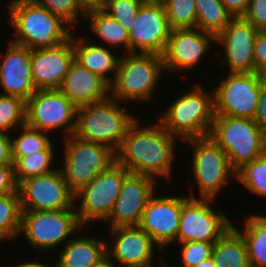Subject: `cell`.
<instances>
[{
    "instance_id": "obj_1",
    "label": "cell",
    "mask_w": 266,
    "mask_h": 267,
    "mask_svg": "<svg viewBox=\"0 0 266 267\" xmlns=\"http://www.w3.org/2000/svg\"><path fill=\"white\" fill-rule=\"evenodd\" d=\"M137 119L115 152L116 161L132 174L171 179L176 138L160 123L140 127Z\"/></svg>"
},
{
    "instance_id": "obj_2",
    "label": "cell",
    "mask_w": 266,
    "mask_h": 267,
    "mask_svg": "<svg viewBox=\"0 0 266 267\" xmlns=\"http://www.w3.org/2000/svg\"><path fill=\"white\" fill-rule=\"evenodd\" d=\"M9 3V23L16 37L12 42L32 50L54 47L71 37V26L34 0H12Z\"/></svg>"
},
{
    "instance_id": "obj_3",
    "label": "cell",
    "mask_w": 266,
    "mask_h": 267,
    "mask_svg": "<svg viewBox=\"0 0 266 267\" xmlns=\"http://www.w3.org/2000/svg\"><path fill=\"white\" fill-rule=\"evenodd\" d=\"M119 105L118 100L109 97L79 106L73 135L85 141L104 144L116 152L129 127L137 120Z\"/></svg>"
},
{
    "instance_id": "obj_4",
    "label": "cell",
    "mask_w": 266,
    "mask_h": 267,
    "mask_svg": "<svg viewBox=\"0 0 266 267\" xmlns=\"http://www.w3.org/2000/svg\"><path fill=\"white\" fill-rule=\"evenodd\" d=\"M200 85L180 95L159 116L158 122L177 139L203 138L210 134L214 112V93L207 94Z\"/></svg>"
},
{
    "instance_id": "obj_5",
    "label": "cell",
    "mask_w": 266,
    "mask_h": 267,
    "mask_svg": "<svg viewBox=\"0 0 266 267\" xmlns=\"http://www.w3.org/2000/svg\"><path fill=\"white\" fill-rule=\"evenodd\" d=\"M209 136L226 152L235 172L266 153V132L253 119L215 116Z\"/></svg>"
},
{
    "instance_id": "obj_6",
    "label": "cell",
    "mask_w": 266,
    "mask_h": 267,
    "mask_svg": "<svg viewBox=\"0 0 266 267\" xmlns=\"http://www.w3.org/2000/svg\"><path fill=\"white\" fill-rule=\"evenodd\" d=\"M165 72L162 57L153 53H127L119 59L110 84V97L122 101H150L157 82Z\"/></svg>"
},
{
    "instance_id": "obj_7",
    "label": "cell",
    "mask_w": 266,
    "mask_h": 267,
    "mask_svg": "<svg viewBox=\"0 0 266 267\" xmlns=\"http://www.w3.org/2000/svg\"><path fill=\"white\" fill-rule=\"evenodd\" d=\"M64 164L60 167L69 189L76 194L99 173L116 161V153L110 147L65 136Z\"/></svg>"
},
{
    "instance_id": "obj_8",
    "label": "cell",
    "mask_w": 266,
    "mask_h": 267,
    "mask_svg": "<svg viewBox=\"0 0 266 267\" xmlns=\"http://www.w3.org/2000/svg\"><path fill=\"white\" fill-rule=\"evenodd\" d=\"M82 227L83 225L80 223L74 209L57 211L22 210L19 233H24L31 247L46 252L51 251L52 248L55 249L64 241L67 243L75 236L73 233L76 229Z\"/></svg>"
},
{
    "instance_id": "obj_9",
    "label": "cell",
    "mask_w": 266,
    "mask_h": 267,
    "mask_svg": "<svg viewBox=\"0 0 266 267\" xmlns=\"http://www.w3.org/2000/svg\"><path fill=\"white\" fill-rule=\"evenodd\" d=\"M129 174L124 166L115 161L75 194V202L80 203L76 212L83 226L92 221H106Z\"/></svg>"
},
{
    "instance_id": "obj_10",
    "label": "cell",
    "mask_w": 266,
    "mask_h": 267,
    "mask_svg": "<svg viewBox=\"0 0 266 267\" xmlns=\"http://www.w3.org/2000/svg\"><path fill=\"white\" fill-rule=\"evenodd\" d=\"M185 141L193 147L191 166L200 197L215 200L231 176H236L226 152L210 136Z\"/></svg>"
},
{
    "instance_id": "obj_11",
    "label": "cell",
    "mask_w": 266,
    "mask_h": 267,
    "mask_svg": "<svg viewBox=\"0 0 266 267\" xmlns=\"http://www.w3.org/2000/svg\"><path fill=\"white\" fill-rule=\"evenodd\" d=\"M214 199L182 196V212L177 242L202 241L216 243L231 227L232 221L221 211H213Z\"/></svg>"
},
{
    "instance_id": "obj_12",
    "label": "cell",
    "mask_w": 266,
    "mask_h": 267,
    "mask_svg": "<svg viewBox=\"0 0 266 267\" xmlns=\"http://www.w3.org/2000/svg\"><path fill=\"white\" fill-rule=\"evenodd\" d=\"M213 90L215 116L253 119L263 77L258 73H227Z\"/></svg>"
},
{
    "instance_id": "obj_13",
    "label": "cell",
    "mask_w": 266,
    "mask_h": 267,
    "mask_svg": "<svg viewBox=\"0 0 266 267\" xmlns=\"http://www.w3.org/2000/svg\"><path fill=\"white\" fill-rule=\"evenodd\" d=\"M77 109L59 89L37 90L26 101V124L42 132L65 128V135L70 136L75 131Z\"/></svg>"
},
{
    "instance_id": "obj_14",
    "label": "cell",
    "mask_w": 266,
    "mask_h": 267,
    "mask_svg": "<svg viewBox=\"0 0 266 267\" xmlns=\"http://www.w3.org/2000/svg\"><path fill=\"white\" fill-rule=\"evenodd\" d=\"M17 190L22 210L76 209L75 194L69 189L60 168L22 181Z\"/></svg>"
},
{
    "instance_id": "obj_15",
    "label": "cell",
    "mask_w": 266,
    "mask_h": 267,
    "mask_svg": "<svg viewBox=\"0 0 266 267\" xmlns=\"http://www.w3.org/2000/svg\"><path fill=\"white\" fill-rule=\"evenodd\" d=\"M214 42V34L199 28L172 29L161 55L165 72L193 70Z\"/></svg>"
},
{
    "instance_id": "obj_16",
    "label": "cell",
    "mask_w": 266,
    "mask_h": 267,
    "mask_svg": "<svg viewBox=\"0 0 266 267\" xmlns=\"http://www.w3.org/2000/svg\"><path fill=\"white\" fill-rule=\"evenodd\" d=\"M259 30L243 17L233 18L216 36L215 44L224 48L219 63L229 67V73H255L253 50Z\"/></svg>"
},
{
    "instance_id": "obj_17",
    "label": "cell",
    "mask_w": 266,
    "mask_h": 267,
    "mask_svg": "<svg viewBox=\"0 0 266 267\" xmlns=\"http://www.w3.org/2000/svg\"><path fill=\"white\" fill-rule=\"evenodd\" d=\"M182 212V196H156L153 194L142 213L139 227L142 228L162 251L177 243V234Z\"/></svg>"
},
{
    "instance_id": "obj_18",
    "label": "cell",
    "mask_w": 266,
    "mask_h": 267,
    "mask_svg": "<svg viewBox=\"0 0 266 267\" xmlns=\"http://www.w3.org/2000/svg\"><path fill=\"white\" fill-rule=\"evenodd\" d=\"M163 3L142 4L129 32L130 53L162 55L171 33Z\"/></svg>"
},
{
    "instance_id": "obj_19",
    "label": "cell",
    "mask_w": 266,
    "mask_h": 267,
    "mask_svg": "<svg viewBox=\"0 0 266 267\" xmlns=\"http://www.w3.org/2000/svg\"><path fill=\"white\" fill-rule=\"evenodd\" d=\"M155 184L156 179L150 176L130 173L106 219L110 228L138 226L148 200L155 193Z\"/></svg>"
},
{
    "instance_id": "obj_20",
    "label": "cell",
    "mask_w": 266,
    "mask_h": 267,
    "mask_svg": "<svg viewBox=\"0 0 266 267\" xmlns=\"http://www.w3.org/2000/svg\"><path fill=\"white\" fill-rule=\"evenodd\" d=\"M109 229L113 240L110 247V243H107L106 253L116 264L121 267H153L157 244L142 228L129 226Z\"/></svg>"
},
{
    "instance_id": "obj_21",
    "label": "cell",
    "mask_w": 266,
    "mask_h": 267,
    "mask_svg": "<svg viewBox=\"0 0 266 267\" xmlns=\"http://www.w3.org/2000/svg\"><path fill=\"white\" fill-rule=\"evenodd\" d=\"M73 61V33L57 46L32 49L31 71L36 89H59Z\"/></svg>"
},
{
    "instance_id": "obj_22",
    "label": "cell",
    "mask_w": 266,
    "mask_h": 267,
    "mask_svg": "<svg viewBox=\"0 0 266 267\" xmlns=\"http://www.w3.org/2000/svg\"><path fill=\"white\" fill-rule=\"evenodd\" d=\"M0 62V87L3 95L27 101L36 91L31 71V49L10 42Z\"/></svg>"
},
{
    "instance_id": "obj_23",
    "label": "cell",
    "mask_w": 266,
    "mask_h": 267,
    "mask_svg": "<svg viewBox=\"0 0 266 267\" xmlns=\"http://www.w3.org/2000/svg\"><path fill=\"white\" fill-rule=\"evenodd\" d=\"M59 90L77 107L110 97V84L75 60L70 64Z\"/></svg>"
},
{
    "instance_id": "obj_24",
    "label": "cell",
    "mask_w": 266,
    "mask_h": 267,
    "mask_svg": "<svg viewBox=\"0 0 266 267\" xmlns=\"http://www.w3.org/2000/svg\"><path fill=\"white\" fill-rule=\"evenodd\" d=\"M87 41L88 39L82 36L77 38L73 34L74 60L111 84L116 76L120 57L114 55V51L103 44L97 45ZM112 73L113 78L109 77Z\"/></svg>"
},
{
    "instance_id": "obj_25",
    "label": "cell",
    "mask_w": 266,
    "mask_h": 267,
    "mask_svg": "<svg viewBox=\"0 0 266 267\" xmlns=\"http://www.w3.org/2000/svg\"><path fill=\"white\" fill-rule=\"evenodd\" d=\"M78 236L64 243L56 267H92L106 254L107 243L89 236Z\"/></svg>"
},
{
    "instance_id": "obj_26",
    "label": "cell",
    "mask_w": 266,
    "mask_h": 267,
    "mask_svg": "<svg viewBox=\"0 0 266 267\" xmlns=\"http://www.w3.org/2000/svg\"><path fill=\"white\" fill-rule=\"evenodd\" d=\"M211 257L216 267H250L245 240L234 225L214 244Z\"/></svg>"
},
{
    "instance_id": "obj_27",
    "label": "cell",
    "mask_w": 266,
    "mask_h": 267,
    "mask_svg": "<svg viewBox=\"0 0 266 267\" xmlns=\"http://www.w3.org/2000/svg\"><path fill=\"white\" fill-rule=\"evenodd\" d=\"M85 19H89L93 35L98 36L102 42L110 44V47L124 45L126 54L130 53L129 31L102 8L86 11Z\"/></svg>"
},
{
    "instance_id": "obj_28",
    "label": "cell",
    "mask_w": 266,
    "mask_h": 267,
    "mask_svg": "<svg viewBox=\"0 0 266 267\" xmlns=\"http://www.w3.org/2000/svg\"><path fill=\"white\" fill-rule=\"evenodd\" d=\"M245 220L242 232L236 230L245 240L250 267H266V220L253 214Z\"/></svg>"
},
{
    "instance_id": "obj_29",
    "label": "cell",
    "mask_w": 266,
    "mask_h": 267,
    "mask_svg": "<svg viewBox=\"0 0 266 267\" xmlns=\"http://www.w3.org/2000/svg\"><path fill=\"white\" fill-rule=\"evenodd\" d=\"M196 28L217 36L233 19L220 0H196Z\"/></svg>"
},
{
    "instance_id": "obj_30",
    "label": "cell",
    "mask_w": 266,
    "mask_h": 267,
    "mask_svg": "<svg viewBox=\"0 0 266 267\" xmlns=\"http://www.w3.org/2000/svg\"><path fill=\"white\" fill-rule=\"evenodd\" d=\"M23 131L18 137L11 139L13 163L19 158L40 151H54L52 140L44 132L27 124L21 126Z\"/></svg>"
},
{
    "instance_id": "obj_31",
    "label": "cell",
    "mask_w": 266,
    "mask_h": 267,
    "mask_svg": "<svg viewBox=\"0 0 266 267\" xmlns=\"http://www.w3.org/2000/svg\"><path fill=\"white\" fill-rule=\"evenodd\" d=\"M22 209L18 190L0 196V242L19 236Z\"/></svg>"
},
{
    "instance_id": "obj_32",
    "label": "cell",
    "mask_w": 266,
    "mask_h": 267,
    "mask_svg": "<svg viewBox=\"0 0 266 267\" xmlns=\"http://www.w3.org/2000/svg\"><path fill=\"white\" fill-rule=\"evenodd\" d=\"M54 151H40L19 157L13 163L14 179L17 186L31 177L48 174L55 169L52 168Z\"/></svg>"
},
{
    "instance_id": "obj_33",
    "label": "cell",
    "mask_w": 266,
    "mask_h": 267,
    "mask_svg": "<svg viewBox=\"0 0 266 267\" xmlns=\"http://www.w3.org/2000/svg\"><path fill=\"white\" fill-rule=\"evenodd\" d=\"M235 177L248 191L266 197V153L245 164Z\"/></svg>"
},
{
    "instance_id": "obj_34",
    "label": "cell",
    "mask_w": 266,
    "mask_h": 267,
    "mask_svg": "<svg viewBox=\"0 0 266 267\" xmlns=\"http://www.w3.org/2000/svg\"><path fill=\"white\" fill-rule=\"evenodd\" d=\"M171 29L196 28V0H162Z\"/></svg>"
},
{
    "instance_id": "obj_35",
    "label": "cell",
    "mask_w": 266,
    "mask_h": 267,
    "mask_svg": "<svg viewBox=\"0 0 266 267\" xmlns=\"http://www.w3.org/2000/svg\"><path fill=\"white\" fill-rule=\"evenodd\" d=\"M25 124L26 101L18 96L0 94V131L7 133L16 125Z\"/></svg>"
},
{
    "instance_id": "obj_36",
    "label": "cell",
    "mask_w": 266,
    "mask_h": 267,
    "mask_svg": "<svg viewBox=\"0 0 266 267\" xmlns=\"http://www.w3.org/2000/svg\"><path fill=\"white\" fill-rule=\"evenodd\" d=\"M141 5L137 0H103L101 8L130 32Z\"/></svg>"
},
{
    "instance_id": "obj_37",
    "label": "cell",
    "mask_w": 266,
    "mask_h": 267,
    "mask_svg": "<svg viewBox=\"0 0 266 267\" xmlns=\"http://www.w3.org/2000/svg\"><path fill=\"white\" fill-rule=\"evenodd\" d=\"M37 4L45 7L51 13L60 16L67 22L71 29H75L81 15L85 18L86 11L78 4L76 0H34ZM79 15V16H78Z\"/></svg>"
},
{
    "instance_id": "obj_38",
    "label": "cell",
    "mask_w": 266,
    "mask_h": 267,
    "mask_svg": "<svg viewBox=\"0 0 266 267\" xmlns=\"http://www.w3.org/2000/svg\"><path fill=\"white\" fill-rule=\"evenodd\" d=\"M181 246L180 256L183 267H195L201 261L212 256L214 243L202 241H190L179 243Z\"/></svg>"
},
{
    "instance_id": "obj_39",
    "label": "cell",
    "mask_w": 266,
    "mask_h": 267,
    "mask_svg": "<svg viewBox=\"0 0 266 267\" xmlns=\"http://www.w3.org/2000/svg\"><path fill=\"white\" fill-rule=\"evenodd\" d=\"M243 18L263 31L266 28V0H251Z\"/></svg>"
},
{
    "instance_id": "obj_40",
    "label": "cell",
    "mask_w": 266,
    "mask_h": 267,
    "mask_svg": "<svg viewBox=\"0 0 266 267\" xmlns=\"http://www.w3.org/2000/svg\"><path fill=\"white\" fill-rule=\"evenodd\" d=\"M253 57L255 72L263 75L266 72V33L263 31L256 36Z\"/></svg>"
},
{
    "instance_id": "obj_41",
    "label": "cell",
    "mask_w": 266,
    "mask_h": 267,
    "mask_svg": "<svg viewBox=\"0 0 266 267\" xmlns=\"http://www.w3.org/2000/svg\"><path fill=\"white\" fill-rule=\"evenodd\" d=\"M17 187L13 165H0V196L15 193Z\"/></svg>"
},
{
    "instance_id": "obj_42",
    "label": "cell",
    "mask_w": 266,
    "mask_h": 267,
    "mask_svg": "<svg viewBox=\"0 0 266 267\" xmlns=\"http://www.w3.org/2000/svg\"><path fill=\"white\" fill-rule=\"evenodd\" d=\"M253 120L266 132V84L264 81Z\"/></svg>"
},
{
    "instance_id": "obj_43",
    "label": "cell",
    "mask_w": 266,
    "mask_h": 267,
    "mask_svg": "<svg viewBox=\"0 0 266 267\" xmlns=\"http://www.w3.org/2000/svg\"><path fill=\"white\" fill-rule=\"evenodd\" d=\"M11 134L0 131V165H13Z\"/></svg>"
},
{
    "instance_id": "obj_44",
    "label": "cell",
    "mask_w": 266,
    "mask_h": 267,
    "mask_svg": "<svg viewBox=\"0 0 266 267\" xmlns=\"http://www.w3.org/2000/svg\"><path fill=\"white\" fill-rule=\"evenodd\" d=\"M233 18L243 17L251 0H220Z\"/></svg>"
},
{
    "instance_id": "obj_45",
    "label": "cell",
    "mask_w": 266,
    "mask_h": 267,
    "mask_svg": "<svg viewBox=\"0 0 266 267\" xmlns=\"http://www.w3.org/2000/svg\"><path fill=\"white\" fill-rule=\"evenodd\" d=\"M76 1L85 11L101 8L103 4V0H76Z\"/></svg>"
},
{
    "instance_id": "obj_46",
    "label": "cell",
    "mask_w": 266,
    "mask_h": 267,
    "mask_svg": "<svg viewBox=\"0 0 266 267\" xmlns=\"http://www.w3.org/2000/svg\"><path fill=\"white\" fill-rule=\"evenodd\" d=\"M116 262L106 253L92 267H115Z\"/></svg>"
},
{
    "instance_id": "obj_47",
    "label": "cell",
    "mask_w": 266,
    "mask_h": 267,
    "mask_svg": "<svg viewBox=\"0 0 266 267\" xmlns=\"http://www.w3.org/2000/svg\"><path fill=\"white\" fill-rule=\"evenodd\" d=\"M10 267V266H9ZM11 267H52V266H47V265H44L43 263H39V261H28L27 263H22V264H19V265H13ZM53 267H56V264H53Z\"/></svg>"
},
{
    "instance_id": "obj_48",
    "label": "cell",
    "mask_w": 266,
    "mask_h": 267,
    "mask_svg": "<svg viewBox=\"0 0 266 267\" xmlns=\"http://www.w3.org/2000/svg\"><path fill=\"white\" fill-rule=\"evenodd\" d=\"M195 267H216L215 262L212 257L201 261L199 264H197Z\"/></svg>"
},
{
    "instance_id": "obj_49",
    "label": "cell",
    "mask_w": 266,
    "mask_h": 267,
    "mask_svg": "<svg viewBox=\"0 0 266 267\" xmlns=\"http://www.w3.org/2000/svg\"><path fill=\"white\" fill-rule=\"evenodd\" d=\"M141 4H155V3H160L162 0H137Z\"/></svg>"
},
{
    "instance_id": "obj_50",
    "label": "cell",
    "mask_w": 266,
    "mask_h": 267,
    "mask_svg": "<svg viewBox=\"0 0 266 267\" xmlns=\"http://www.w3.org/2000/svg\"><path fill=\"white\" fill-rule=\"evenodd\" d=\"M262 77H263L264 83L266 84V72L262 75Z\"/></svg>"
},
{
    "instance_id": "obj_51",
    "label": "cell",
    "mask_w": 266,
    "mask_h": 267,
    "mask_svg": "<svg viewBox=\"0 0 266 267\" xmlns=\"http://www.w3.org/2000/svg\"><path fill=\"white\" fill-rule=\"evenodd\" d=\"M161 262H162L161 267H167V266H164V264H163V260H162Z\"/></svg>"
}]
</instances>
